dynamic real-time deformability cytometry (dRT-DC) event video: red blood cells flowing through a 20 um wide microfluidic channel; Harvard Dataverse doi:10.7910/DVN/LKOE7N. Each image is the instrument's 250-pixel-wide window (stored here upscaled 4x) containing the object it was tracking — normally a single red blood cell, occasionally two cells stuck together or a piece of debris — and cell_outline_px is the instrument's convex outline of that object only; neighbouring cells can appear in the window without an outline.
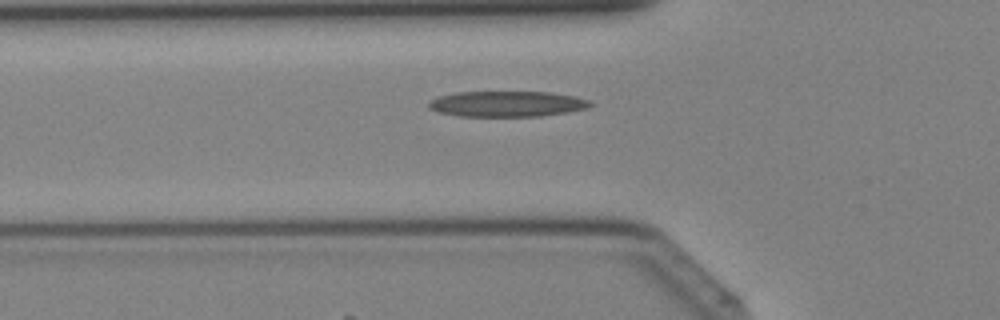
{"species": "Egyptian fruit bat (a non-hibernating species)", "species_latin": "Rousettus aegyptiacus", "temperature_condition": "cold", "stored_images_in_passage": 30, "camera_frame_rate_fps": 3000, "um_per_image_px": 0.085, "animal": {"sex": "female"}, "frame": {"image": 1, "passage_image": 5, "time_ms": 1.333, "image_size_px": [1000, 320], "cell_outline_px": [[592, 104], [588, 108], [568, 112], [540, 116], [460, 116], [436, 112], [428, 108], [428, 100], [440, 96], [456, 92], [548, 92], [576, 96], [592, 100]], "centroid_in_image_um": [43.1, 8.83], "position_along_channel_um": 82.7, "area_um2": 24.33}}
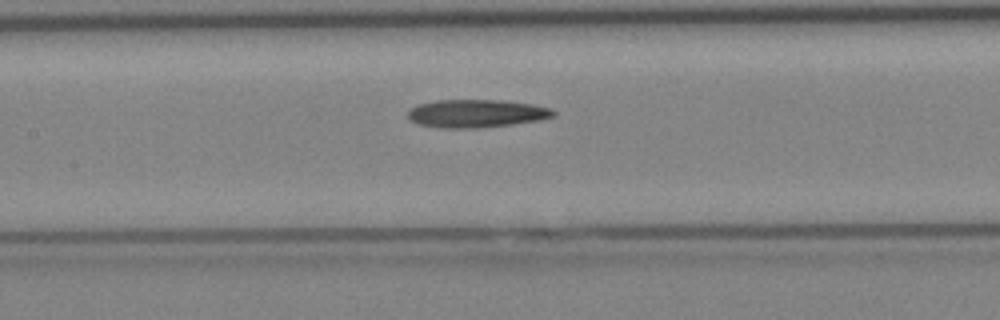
{"frame": {"image": 2, "passage_image": 10, "time_ms": 3.0, "image_size_px": [1000, 320], "cell_outline_px": [[556, 116], [540, 120], [512, 124], [468, 128], [440, 128], [416, 124], [408, 120], [408, 112], [412, 108], [420, 104], [436, 100], [504, 100], [532, 104], [552, 108], [556, 112]], "centroid_in_image_um": [40.5, 9.64], "position_along_channel_um": 166.9, "area_um2": 23.81}}
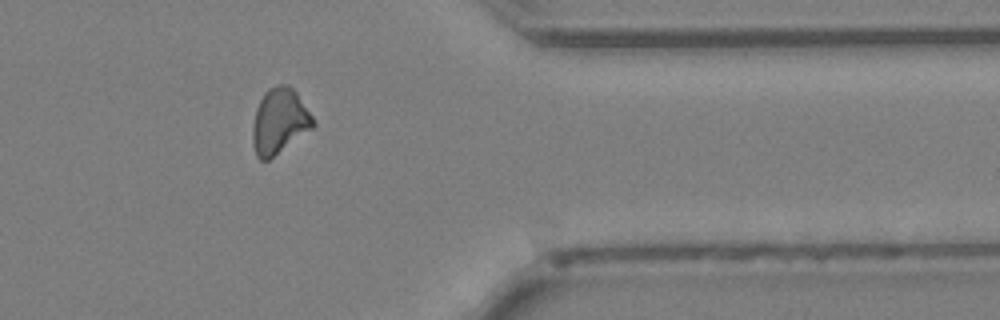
{"frame": {"image": 3, "passage_image": 24, "time_ms": 7.667, "image_size_px": [1000, 320], "cell_outline_px": [[316, 124], [312, 128], [268, 160], [260, 160], [256, 156], [252, 144], [252, 128], [256, 108], [264, 92], [268, 88], [276, 84], [288, 84], [296, 92], [312, 116]], "centroid_in_image_um": [23.72, 10.29], "position_along_channel_um": 387.7, "area_um2": 22.95}}